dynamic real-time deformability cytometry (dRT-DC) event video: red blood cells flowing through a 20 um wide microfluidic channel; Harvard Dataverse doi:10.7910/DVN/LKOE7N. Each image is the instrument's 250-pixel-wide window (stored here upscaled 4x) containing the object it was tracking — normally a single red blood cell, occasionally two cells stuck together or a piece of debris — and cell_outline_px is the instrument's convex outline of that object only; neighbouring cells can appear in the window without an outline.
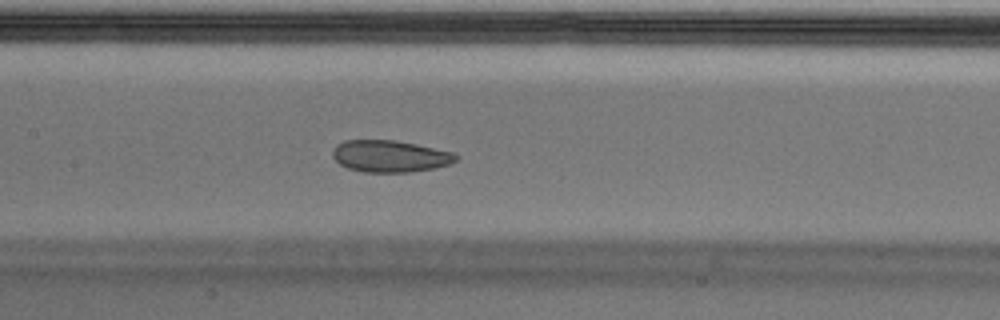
{"species": "Egyptian fruit bat (a non-hibernating species)", "species_latin": "Rousettus aegyptiacus", "temperature_condition": "cold", "stored_images_in_passage": 53, "camera_frame_rate_fps": 3000, "um_per_image_px": 0.085, "animal": {"sex": "male"}, "frame": {"image": 1, "passage_image": 23, "time_ms": 7.333, "image_size_px": [1000, 320], "cell_outline_px": [[460, 156], [456, 160], [448, 164], [436, 168], [412, 172], [364, 172], [348, 168], [340, 164], [332, 156], [332, 152], [336, 144], [344, 140], [396, 140], [416, 144], [452, 152]], "centroid_in_image_um": [33.14, 13.27], "position_along_channel_um": 174.3, "area_um2": 22.95}, "authors_computed_cell_mechanics": {"area_um2": 24.9118, "velocity_mm_per_s": 3.6382, "shape_relaxation_time_tau1_ms": null, "shape_relaxation_time_tau2_ms": 1.576, "deformation_change_tau1": null, "deformation_change_tau2": 0.0538}}